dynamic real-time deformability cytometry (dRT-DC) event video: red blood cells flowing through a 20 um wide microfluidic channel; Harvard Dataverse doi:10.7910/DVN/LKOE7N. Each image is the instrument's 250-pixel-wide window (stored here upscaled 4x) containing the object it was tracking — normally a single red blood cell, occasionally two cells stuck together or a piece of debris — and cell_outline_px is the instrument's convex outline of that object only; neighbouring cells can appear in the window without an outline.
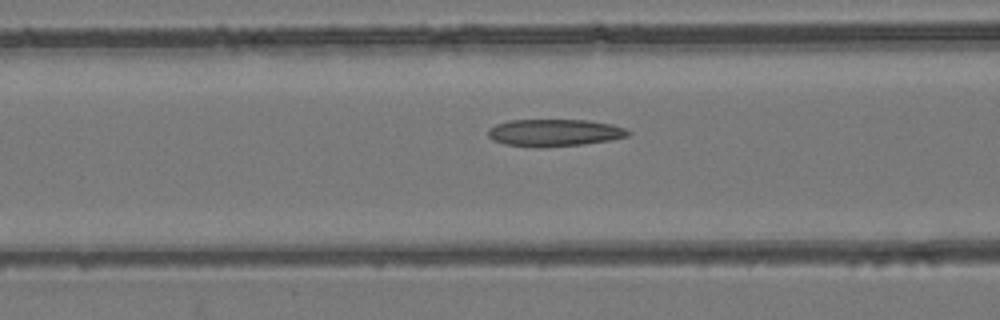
{"species": "common noctule bat (a hibernating species)", "species_latin": "Nyctalus noctula", "temperature_condition": "room temperature", "stored_images_in_passage": 53, "camera_frame_rate_fps": 3000, "um_per_image_px": 0.085, "animal": {"sex": "female", "body_mass_g": 24.6, "forearm_length_mm": 56.2}, "frame": {"image": 1, "passage_image": 22, "time_ms": 7.0, "image_size_px": [1000, 320], "cell_outline_px": [[632, 132], [628, 136], [612, 140], [584, 144], [540, 148], [536, 148], [504, 144], [492, 140], [488, 136], [488, 128], [496, 124], [508, 120], [588, 120], [612, 124], [624, 128]], "centroid_in_image_um": [47.11, 11.29], "position_along_channel_um": 119.5, "area_um2": 22.48}}
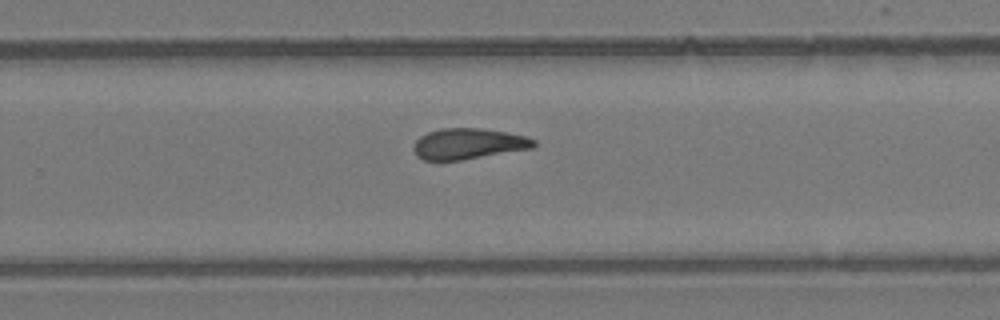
{"frame": {"image": 2, "passage_image": 35, "time_ms": 11.333, "image_size_px": [1000, 320], "cell_outline_px": [[536, 148], [460, 160], [424, 160], [416, 156], [412, 148], [416, 140], [420, 136], [428, 132], [440, 128], [480, 128], [528, 136], [536, 140]], "centroid_in_image_um": [39.83, 12.22], "position_along_channel_um": 290.0, "area_um2": 21.79}}
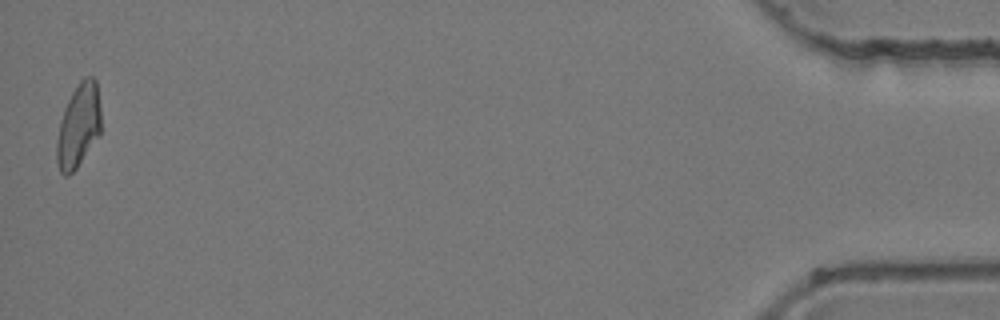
{"frame": {"image": 3, "passage_image": 53, "time_ms": 17.333, "image_size_px": [1000, 320], "cell_outline_px": [[100, 136], [76, 168], [68, 176], [64, 176], [60, 172], [56, 160], [56, 140], [60, 120], [64, 108], [72, 92], [80, 80], [84, 76], [92, 76], [96, 80], [100, 108]], "centroid_in_image_um": [6.66, 10.69], "position_along_channel_um": 428.5, "area_um2": 21.79}, "authors_computed_cell_mechanics": {"area_um2": 22.1952, "velocity_mm_per_s": 3.9425, "shape_relaxation_time_tau1_ms": null, "shape_relaxation_time_tau2_ms": 3.5722, "deformation_change_tau1": null, "deformation_change_tau2": 0.1084}}